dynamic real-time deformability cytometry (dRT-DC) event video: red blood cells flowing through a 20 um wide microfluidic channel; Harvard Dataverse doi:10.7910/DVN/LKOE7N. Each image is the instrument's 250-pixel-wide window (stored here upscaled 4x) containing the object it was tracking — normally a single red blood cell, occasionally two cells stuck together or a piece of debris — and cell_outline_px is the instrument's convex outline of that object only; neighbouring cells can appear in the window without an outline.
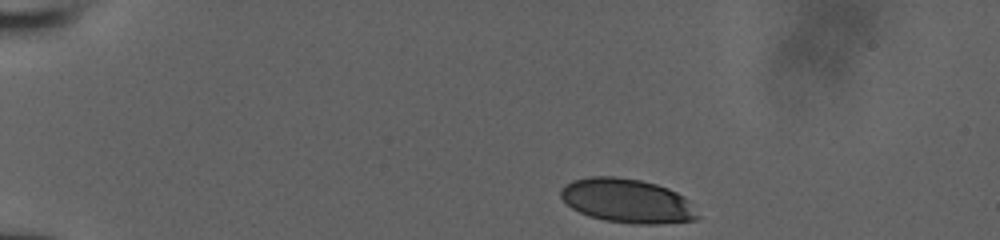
{"species": "human", "species_latin": "Homo sapiens", "temperature_condition": "room temperature", "stored_images_in_passage": 36, "camera_frame_rate_fps": 3000, "um_per_image_px": 0.085, "donor": {"sex": "male"}, "frame": {"image": 1, "passage_image": 1, "time_ms": 0.0, "image_size_px": [1000, 240], "cell_outline_px": [[700, 216], [696, 220], [656, 224], [632, 224], [604, 220], [588, 216], [572, 208], [560, 196], [560, 188], [564, 184], [572, 180], [588, 176], [616, 176], [640, 180], [656, 184], [668, 188], [684, 196], [688, 200]], "centroid_in_image_um": [53.29, 17.06], "position_along_channel_um": 31.7, "area_um2": 35.37}}
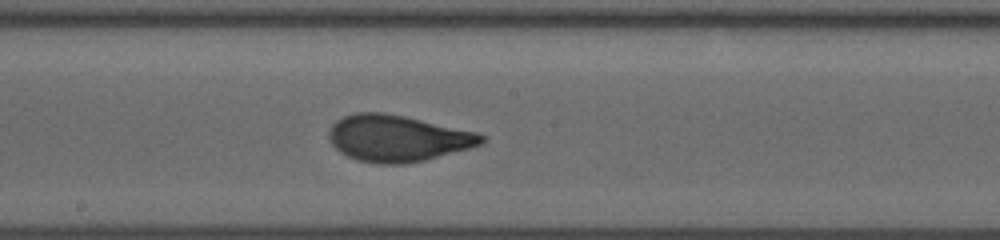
{"frame": {"image": 2, "passage_image": 21, "time_ms": 6.667, "image_size_px": [1000, 240], "cell_outline_px": [[484, 140], [480, 144], [472, 148], [424, 160], [404, 164], [376, 164], [356, 160], [340, 152], [332, 144], [328, 136], [328, 132], [332, 124], [336, 120], [344, 116], [356, 112], [384, 112], [404, 116], [476, 132], [484, 136]], "centroid_in_image_um": [33.76, 11.76], "position_along_channel_um": 214.4, "area_um2": 41.27}}
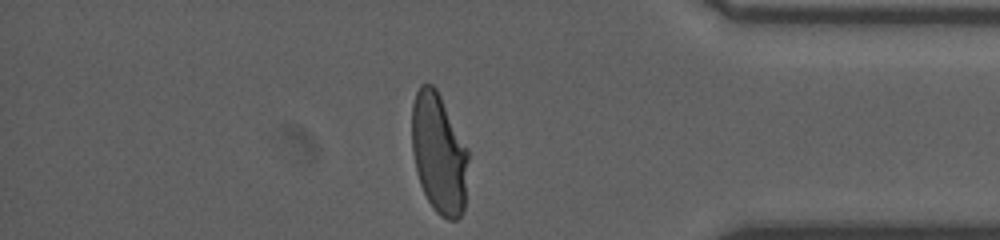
{"frame": {"image": 3, "passage_image": 36, "time_ms": 11.667, "image_size_px": [1000, 240], "cell_outline_px": [[468, 160], [464, 212], [456, 220], [448, 220], [440, 216], [432, 208], [420, 184], [416, 172], [412, 152], [412, 104], [416, 92], [420, 84], [432, 84], [436, 88], [468, 148]], "centroid_in_image_um": [37.3, 13.06], "position_along_channel_um": 397.9, "area_um2": 39.82}}